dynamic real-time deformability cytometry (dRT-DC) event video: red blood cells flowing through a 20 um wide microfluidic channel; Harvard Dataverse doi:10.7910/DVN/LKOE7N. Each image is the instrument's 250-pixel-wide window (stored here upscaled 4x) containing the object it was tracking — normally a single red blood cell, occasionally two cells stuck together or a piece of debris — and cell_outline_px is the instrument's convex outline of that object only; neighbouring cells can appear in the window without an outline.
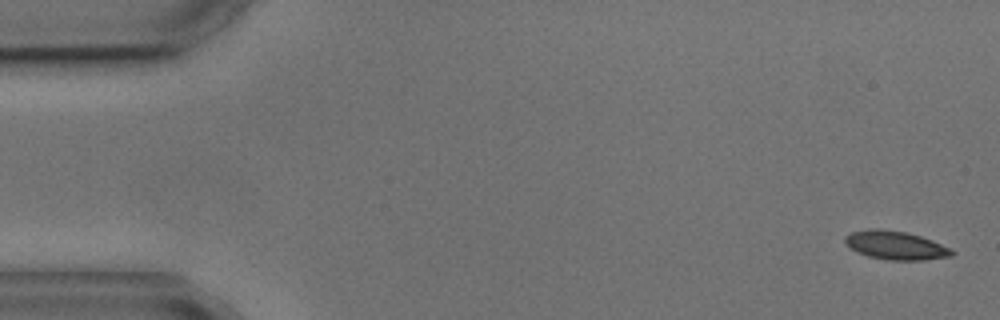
{"species": "common noctule bat (a hibernating species)", "species_latin": "Nyctalus noctula", "temperature_condition": "cold", "stored_images_in_passage": 5, "camera_frame_rate_fps": 3000, "um_per_image_px": 0.085, "animal": {"sex": "male", "body_mass_g": 17.9, "forearm_length_mm": 54.2}, "frame": {"image": 1, "passage_image": 1, "time_ms": 0.0, "image_size_px": [1000, 320], "cell_outline_px": [[956, 252], [952, 256], [924, 260], [888, 260], [868, 256], [848, 248], [844, 240], [844, 236], [852, 232], [872, 228], [880, 228], [904, 232], [920, 236], [932, 240]], "centroid_in_image_um": [76.09, 20.85], "position_along_channel_um": 8.9, "area_um2": 17.74}}
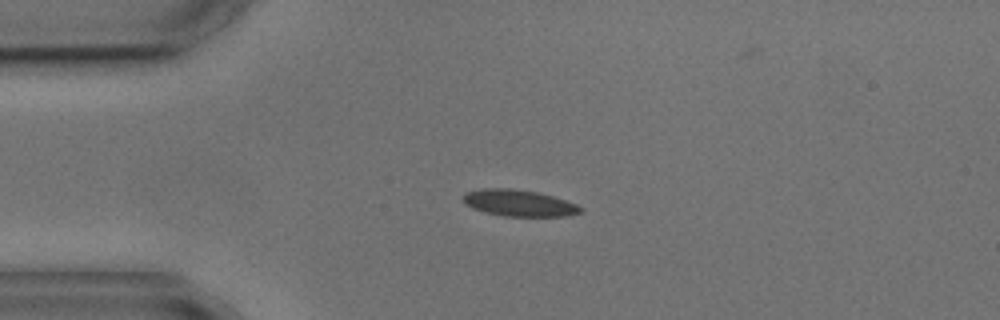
{"frame": {"image": 2, "passage_image": 4, "time_ms": 3.667, "image_size_px": [1000, 320], "cell_outline_px": [[584, 212], [564, 216], [504, 216], [472, 208], [464, 204], [464, 192], [480, 188], [512, 188], [536, 192], [552, 196], [576, 204], [584, 208]], "centroid_in_image_um": [44.11, 17.25], "position_along_channel_um": 40.9, "area_um2": 18.09}}